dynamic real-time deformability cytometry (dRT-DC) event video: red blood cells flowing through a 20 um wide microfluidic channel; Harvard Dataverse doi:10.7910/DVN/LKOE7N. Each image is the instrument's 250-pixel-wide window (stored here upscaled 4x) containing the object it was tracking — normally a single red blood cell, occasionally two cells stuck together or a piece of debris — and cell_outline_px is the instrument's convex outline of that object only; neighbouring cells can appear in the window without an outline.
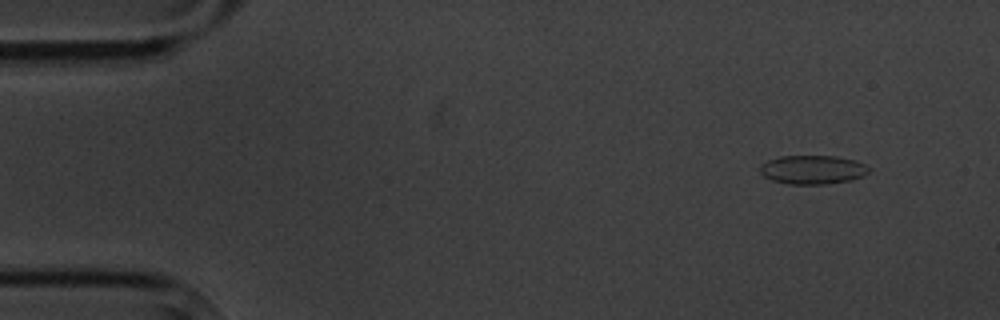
{"species": "common noctule bat (a hibernating species)", "species_latin": "Nyctalus noctula", "temperature_condition": "cold", "stored_images_in_passage": 6, "camera_frame_rate_fps": 3000, "um_per_image_px": 0.085, "animal": {"sex": "male", "body_mass_g": 20.1, "forearm_length_mm": 53.5}, "frame": {"image": 1, "passage_image": 2, "time_ms": 1.0, "image_size_px": [1000, 320], "cell_outline_px": [[868, 172], [864, 176], [852, 180], [824, 184], [788, 184], [772, 180], [764, 176], [760, 172], [760, 168], [768, 160], [780, 156], [836, 156], [856, 160], [864, 164], [868, 168]], "centroid_in_image_um": [69.09, 14.42], "position_along_channel_um": 15.9, "area_um2": 18.21}}
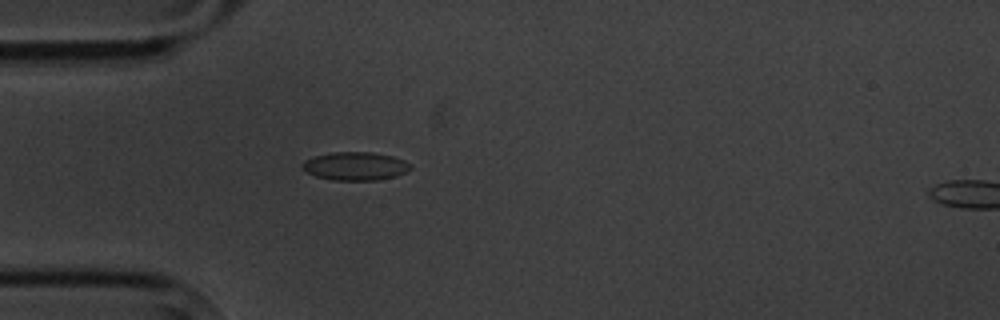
{"frame": {"image": 2, "passage_image": 5, "time_ms": 4.667, "image_size_px": [1000, 320], "cell_outline_px": [[412, 168], [396, 176], [376, 180], [332, 180], [316, 176], [300, 168], [300, 164], [304, 160], [316, 156], [332, 152], [372, 152], [392, 156], [404, 160], [412, 164]], "centroid_in_image_um": [30.19, 14.12], "position_along_channel_um": 54.8, "area_um2": 17.86}}